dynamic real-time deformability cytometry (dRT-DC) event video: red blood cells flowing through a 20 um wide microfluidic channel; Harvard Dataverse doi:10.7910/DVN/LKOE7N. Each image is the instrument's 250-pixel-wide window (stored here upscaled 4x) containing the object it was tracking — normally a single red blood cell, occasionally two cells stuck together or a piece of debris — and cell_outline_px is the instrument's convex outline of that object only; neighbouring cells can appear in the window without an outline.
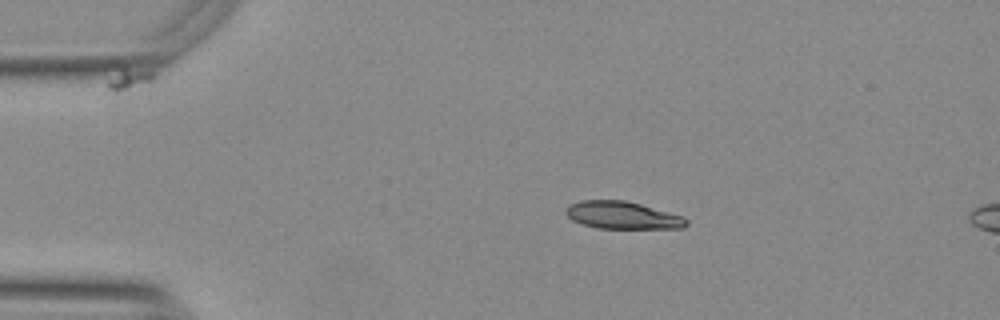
{"species": "Egyptian fruit bat (a non-hibernating species)", "species_latin": "Rousettus aegyptiacus", "temperature_condition": "warm", "stored_images_in_passage": 15, "camera_frame_rate_fps": 3000, "um_per_image_px": 0.085, "animal": {"sex": "female"}, "frame": {"image": 1, "passage_image": 10, "time_ms": 3.0, "image_size_px": [1000, 320], "cell_outline_px": [[688, 224], [684, 228], [596, 228], [572, 220], [564, 212], [564, 208], [568, 204], [580, 200], [624, 200], [640, 204], [684, 216], [688, 220]], "centroid_in_image_um": [52.89, 18.29], "position_along_channel_um": 32.1, "area_um2": 19.36}}